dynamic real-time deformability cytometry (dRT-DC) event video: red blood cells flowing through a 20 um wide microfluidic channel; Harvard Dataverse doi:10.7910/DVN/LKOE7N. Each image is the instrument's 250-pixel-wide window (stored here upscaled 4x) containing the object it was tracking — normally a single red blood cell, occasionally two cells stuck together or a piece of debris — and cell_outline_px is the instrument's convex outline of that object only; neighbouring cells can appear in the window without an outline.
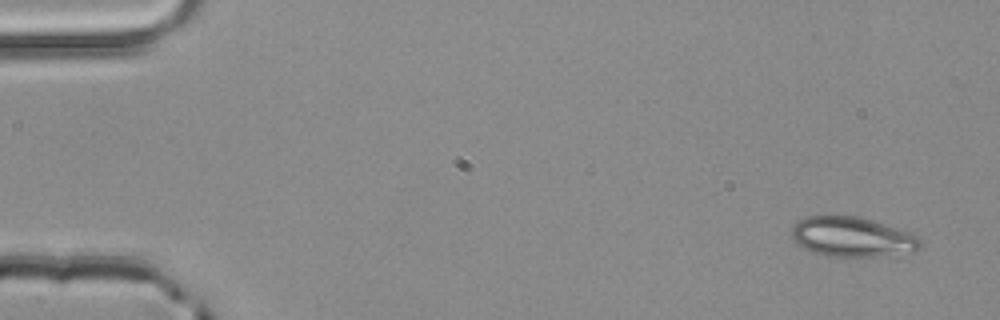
{"species": "common noctule bat (a hibernating species)", "species_latin": "Nyctalus noctula", "temperature_condition": "room temperature", "stored_images_in_passage": 4, "camera_frame_rate_fps": 3000, "um_per_image_px": 0.085, "animal": {"sex": "male", "body_mass_g": 20.4}, "frame": {"image": 1, "passage_image": 1, "time_ms": 0.0, "image_size_px": [1000, 320], "cell_outline_px": [[920, 248], [916, 252], [884, 256], [824, 256], [804, 248], [796, 244], [792, 240], [792, 224], [804, 216], [860, 216], [908, 232], [916, 236], [920, 240]], "centroid_in_image_um": [72.4, 20.14], "position_along_channel_um": 12.6, "area_um2": 30.0}}